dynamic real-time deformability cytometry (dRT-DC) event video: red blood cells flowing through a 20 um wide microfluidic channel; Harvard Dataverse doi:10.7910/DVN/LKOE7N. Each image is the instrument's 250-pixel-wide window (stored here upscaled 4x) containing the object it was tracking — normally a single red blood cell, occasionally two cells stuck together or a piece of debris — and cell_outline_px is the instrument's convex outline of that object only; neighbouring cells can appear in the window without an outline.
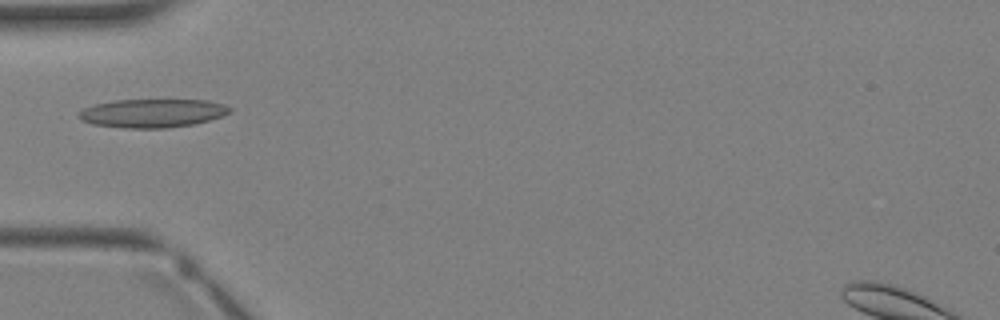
{"species": "Egyptian fruit bat (a non-hibernating species)", "species_latin": "Rousettus aegyptiacus", "temperature_condition": "warm", "stored_images_in_passage": 2, "camera_frame_rate_fps": 3000, "um_per_image_px": 0.085, "animal": {"sex": "female"}, "frame": {"image": 1, "passage_image": 2, "time_ms": 1.0, "image_size_px": [1000, 320], "cell_outline_px": [[232, 112], [196, 124], [168, 128], [124, 128], [92, 124], [80, 120], [76, 116], [84, 108], [92, 104], [112, 100], [208, 100], [224, 104], [232, 108]], "centroid_in_image_um": [12.93, 9.62], "position_along_channel_um": 72.1, "area_um2": 25.37}}